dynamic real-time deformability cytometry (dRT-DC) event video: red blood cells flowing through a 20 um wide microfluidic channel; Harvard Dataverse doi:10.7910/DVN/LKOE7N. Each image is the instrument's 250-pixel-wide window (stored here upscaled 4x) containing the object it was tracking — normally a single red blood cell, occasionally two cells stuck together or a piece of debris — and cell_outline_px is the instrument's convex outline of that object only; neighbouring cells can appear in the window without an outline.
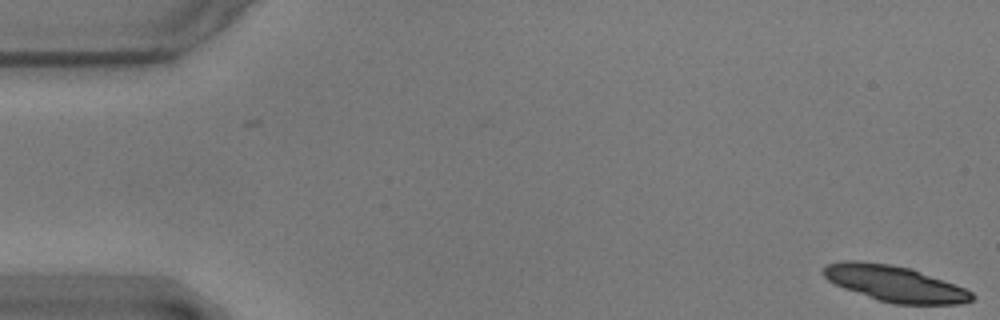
{"species": "common noctule bat (a hibernating species)", "species_latin": "Nyctalus noctula", "temperature_condition": "warm", "stored_images_in_passage": 10, "camera_frame_rate_fps": 3000, "um_per_image_px": 0.085, "animal": {"sex": "male", "body_mass_g": 17.9}, "frame": {"image": 1, "passage_image": 1, "time_ms": 0.0, "image_size_px": [1000, 320], "cell_outline_px": [[976, 296], [972, 300], [964, 304], [892, 304], [844, 288], [828, 280], [820, 272], [828, 264], [844, 260], [856, 260], [892, 264], [912, 268], [964, 288], [972, 292]], "centroid_in_image_um": [76.07, 24.1], "position_along_channel_um": 8.9, "area_um2": 31.04}}